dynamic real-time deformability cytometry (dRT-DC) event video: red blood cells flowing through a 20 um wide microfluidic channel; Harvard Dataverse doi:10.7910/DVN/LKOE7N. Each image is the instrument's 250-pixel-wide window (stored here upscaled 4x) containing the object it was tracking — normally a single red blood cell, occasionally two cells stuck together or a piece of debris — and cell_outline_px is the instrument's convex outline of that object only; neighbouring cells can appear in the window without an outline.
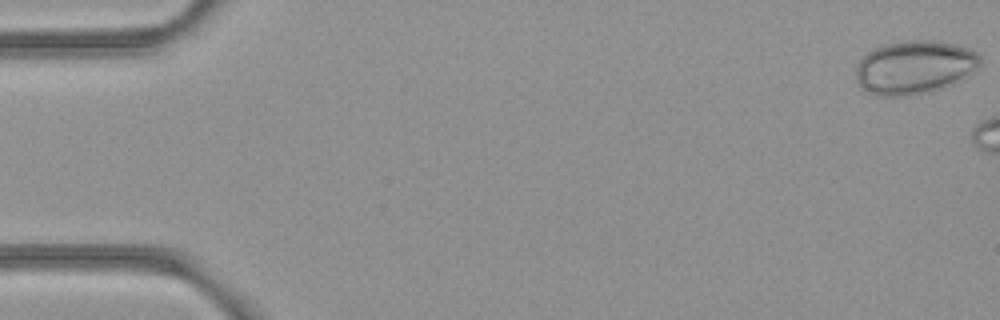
{"species": "common noctule bat (a hibernating species)", "species_latin": "Nyctalus noctula", "temperature_condition": "room temperature", "stored_images_in_passage": 6, "camera_frame_rate_fps": 3000, "um_per_image_px": 0.085, "animal": {"sex": "female", "body_mass_g": 21.9}, "frame": {"image": 1, "passage_image": 1, "time_ms": 0.0, "image_size_px": [1000, 320], "cell_outline_px": [[980, 64], [952, 84], [944, 88], [932, 92], [908, 96], [876, 96], [860, 88], [856, 80], [856, 64], [868, 52], [876, 48], [888, 44], [908, 40], [932, 40], [968, 48], [976, 52], [980, 56]], "centroid_in_image_um": [77.67, 5.74], "position_along_channel_um": 7.3, "area_um2": 38.49}}